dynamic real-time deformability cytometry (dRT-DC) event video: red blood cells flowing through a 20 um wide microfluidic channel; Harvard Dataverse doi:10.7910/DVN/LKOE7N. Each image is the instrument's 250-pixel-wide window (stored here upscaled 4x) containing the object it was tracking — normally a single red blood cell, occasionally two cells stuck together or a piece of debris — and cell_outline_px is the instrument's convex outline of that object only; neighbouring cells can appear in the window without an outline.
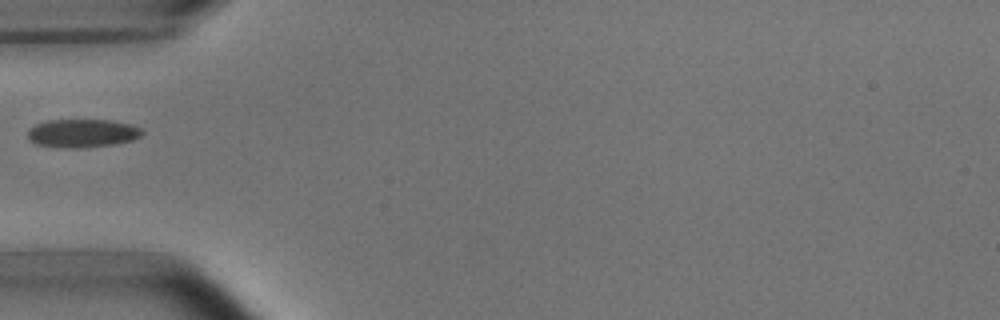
{"species": "common noctule bat (a hibernating species)", "species_latin": "Nyctalus noctula", "temperature_condition": "room temperature", "stored_images_in_passage": 2, "camera_frame_rate_fps": 3000, "um_per_image_px": 0.085, "animal": {"sex": "male", "body_mass_g": 15.6}, "frame": {"image": 1, "passage_image": 1, "time_ms": 0.0, "image_size_px": [1000, 320], "cell_outline_px": [[144, 132], [140, 136], [132, 140], [112, 144], [72, 148], [68, 148], [36, 144], [28, 136], [28, 132], [36, 124], [48, 120], [112, 120], [132, 124], [140, 128]], "centroid_in_image_um": [7.04, 11.31], "position_along_channel_um": 78.0, "area_um2": 18.55}}